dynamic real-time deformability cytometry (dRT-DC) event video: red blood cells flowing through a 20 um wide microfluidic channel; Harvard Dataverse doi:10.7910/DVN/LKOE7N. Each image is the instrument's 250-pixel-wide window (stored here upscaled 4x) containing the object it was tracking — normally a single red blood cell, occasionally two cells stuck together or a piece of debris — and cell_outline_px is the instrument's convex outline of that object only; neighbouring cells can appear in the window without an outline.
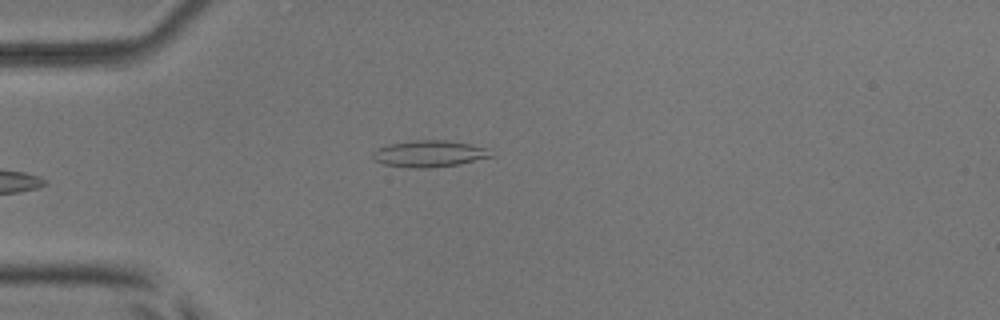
{"species": "common noctule bat (a hibernating species)", "species_latin": "Nyctalus noctula", "temperature_condition": "room temperature", "stored_images_in_passage": 5, "camera_frame_rate_fps": 3000, "um_per_image_px": 0.085, "animal": {"sex": "male", "body_mass_g": 17.9, "forearm_length_mm": 54.2}, "frame": {"image": 1, "passage_image": 5, "time_ms": 5.667, "image_size_px": [1000, 320], "cell_outline_px": [[496, 156], [460, 164], [432, 168], [408, 168], [384, 164], [372, 160], [372, 152], [376, 148], [388, 144], [412, 140], [444, 140], [468, 144], [488, 148]], "centroid_in_image_um": [36.47, 13.07], "position_along_channel_um": 48.5, "area_um2": 18.67}}